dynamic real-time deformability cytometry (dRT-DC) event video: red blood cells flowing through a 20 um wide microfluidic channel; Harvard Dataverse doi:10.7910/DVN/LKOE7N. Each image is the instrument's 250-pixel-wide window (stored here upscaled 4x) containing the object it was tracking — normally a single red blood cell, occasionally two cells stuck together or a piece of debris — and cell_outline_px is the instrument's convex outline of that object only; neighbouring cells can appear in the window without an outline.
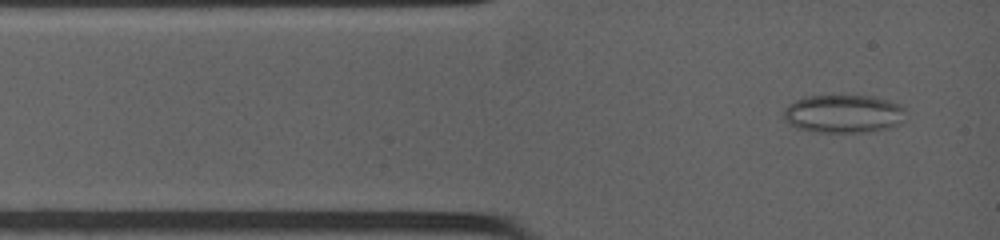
{"species": "common noctule bat (a hibernating species)", "species_latin": "Nyctalus noctula", "temperature_condition": "warm", "stored_images_in_passage": 18, "camera_frame_rate_fps": 4500, "um_per_image_px": 0.085, "animal": {"sex": "female", "body_mass_g": 19.0, "forearm_length_mm": 53.3}, "frame": {"image": 1, "passage_image": 2, "time_ms": 0.222, "image_size_px": [1000, 240], "cell_outline_px": [[904, 108], [892, 124], [880, 128], [860, 132], [816, 132], [800, 128], [792, 124], [784, 116], [784, 108], [788, 104], [804, 96], [876, 96], [900, 104]], "centroid_in_image_um": [71.57, 9.63], "position_along_channel_um": 13.4, "area_um2": 26.01}}
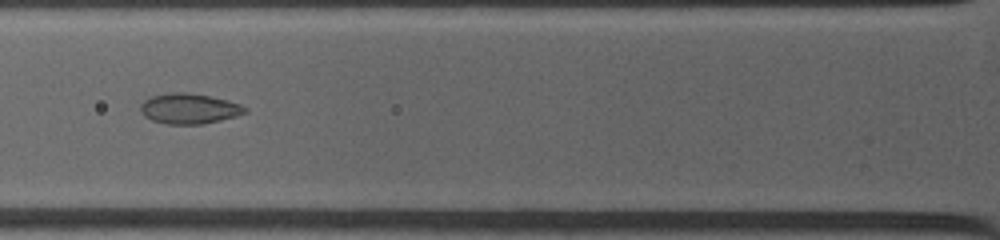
{"frame": {"image": 2, "passage_image": 12, "time_ms": 3.333, "image_size_px": [1000, 240], "cell_outline_px": [[248, 112], [236, 116], [204, 124], [168, 124], [152, 120], [144, 116], [140, 108], [140, 104], [144, 100], [152, 96], [168, 92], [188, 92], [228, 100], [240, 104], [248, 108]], "centroid_in_image_um": [16.09, 9.23], "position_along_channel_um": 109.7, "area_um2": 18.55}}
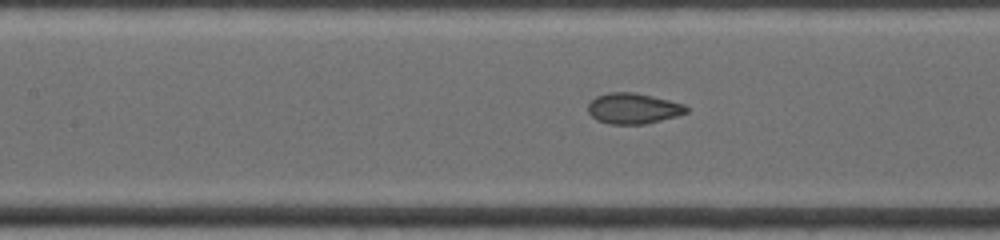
{"frame": {"image": 3, "passage_image": 16, "time_ms": 4.444, "image_size_px": [1000, 240], "cell_outline_px": [[688, 112], [676, 116], [644, 124], [608, 124], [596, 120], [588, 112], [588, 104], [596, 96], [608, 92], [636, 92], [684, 104], [688, 108]], "centroid_in_image_um": [53.8, 9.21], "position_along_channel_um": 153.6, "area_um2": 17.57}}